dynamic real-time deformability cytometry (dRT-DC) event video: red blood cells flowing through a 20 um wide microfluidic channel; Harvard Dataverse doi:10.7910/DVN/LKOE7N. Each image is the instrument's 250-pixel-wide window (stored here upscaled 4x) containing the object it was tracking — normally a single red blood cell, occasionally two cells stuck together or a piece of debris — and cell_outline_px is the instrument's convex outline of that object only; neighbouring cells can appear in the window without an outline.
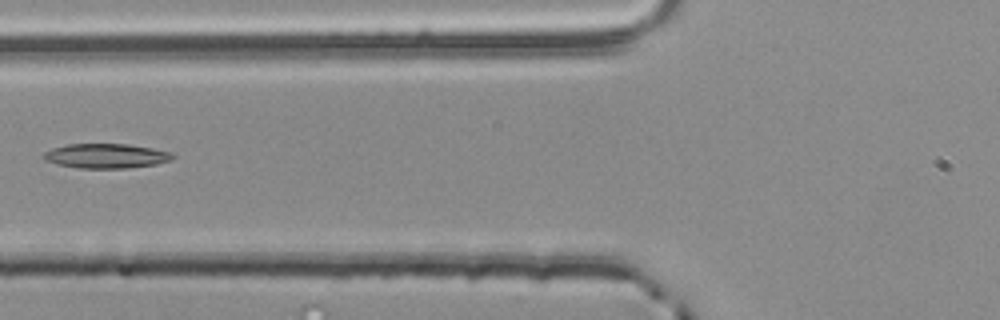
{"species": "common noctule bat (a hibernating species)", "species_latin": "Nyctalus noctula", "temperature_condition": "room temperature", "stored_images_in_passage": 5, "segment_of_instrument_passage": [2, 2], "camera_frame_rate_fps": 3000, "um_per_image_px": 0.085, "animal": {"sex": "male", "body_mass_g": 20.4}, "frame": {"image": 1, "passage_image": 5, "time_ms": 1.333, "image_size_px": [1000, 320], "cell_outline_px": [[176, 156], [172, 160], [156, 164], [128, 168], [80, 168], [56, 164], [44, 160], [40, 156], [44, 152], [52, 148], [68, 144], [128, 144], [152, 148], [168, 152]], "centroid_in_image_um": [8.98, 13.25], "position_along_channel_um": 116.8, "area_um2": 18.55}}